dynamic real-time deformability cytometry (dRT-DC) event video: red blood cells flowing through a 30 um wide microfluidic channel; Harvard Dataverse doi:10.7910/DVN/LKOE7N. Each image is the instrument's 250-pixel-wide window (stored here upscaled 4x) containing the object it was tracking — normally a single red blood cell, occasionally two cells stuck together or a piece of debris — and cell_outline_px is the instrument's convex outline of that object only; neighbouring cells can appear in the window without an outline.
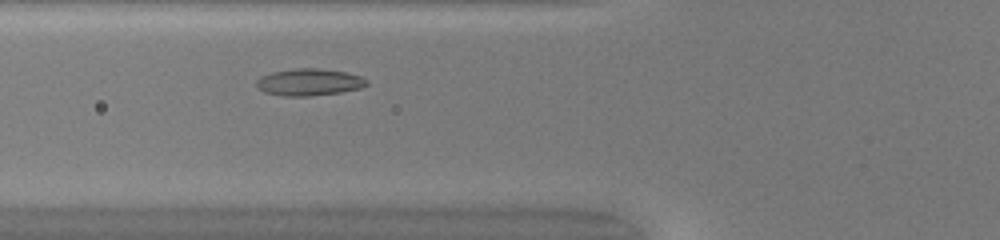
{"species": "common noctule bat (a hibernating species)", "species_latin": "Nyctalus noctula", "temperature_condition": "warm", "stored_images_in_passage": 38, "camera_frame_rate_fps": 3000, "um_per_image_px": 0.085, "animal": {"sex": "female", "body_mass_g": 20.0, "forearm_length_mm": 54.0}, "frame": {"image": 1, "passage_image": 7, "time_ms": 2.0, "image_size_px": [1000, 240], "cell_outline_px": [[368, 84], [360, 88], [340, 92], [308, 96], [284, 96], [264, 92], [256, 88], [256, 80], [260, 76], [272, 72], [296, 68], [320, 68], [348, 72], [360, 76], [368, 80]], "centroid_in_image_um": [26.26, 6.97], "position_along_channel_um": 99.5, "area_um2": 17.46}}
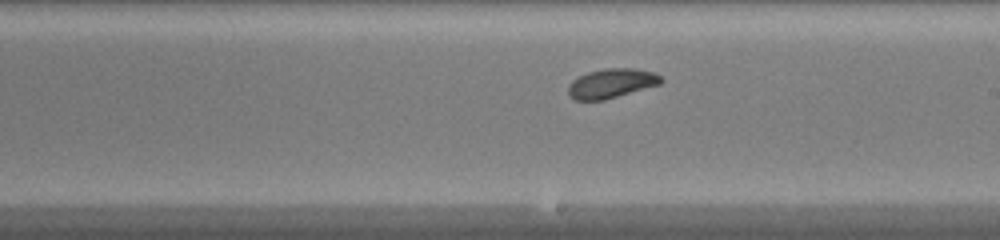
{"frame": {"image": 2, "passage_image": 17, "time_ms": 5.333, "image_size_px": [1000, 240], "cell_outline_px": [[664, 80], [660, 84], [604, 100], [576, 100], [568, 96], [568, 84], [572, 80], [588, 72], [608, 68], [636, 68], [652, 72], [660, 76]], "centroid_in_image_um": [51.95, 7.09], "position_along_channel_um": 237.0, "area_um2": 15.84}}
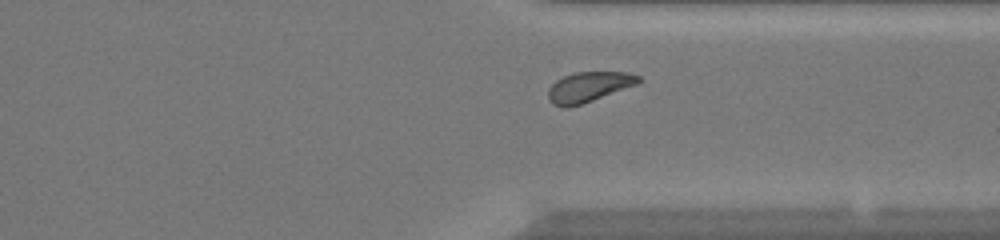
{"frame": {"image": 3, "passage_image": 26, "time_ms": 8.333, "image_size_px": [1000, 240], "cell_outline_px": [[644, 80], [636, 84], [592, 100], [568, 108], [564, 108], [552, 104], [548, 100], [548, 88], [556, 80], [564, 76], [576, 72], [628, 72], [640, 76]], "centroid_in_image_um": [50.01, 7.38], "position_along_channel_um": 361.4, "area_um2": 15.78}, "authors_computed_cell_mechanics": {"area_um2": 16.3285, "velocity_mm_per_s": 4.1304, "shape_relaxation_time_tau1_ms": 3.6723, "shape_relaxation_time_tau2_ms": null, "deformation_change_tau1": 0.1102, "deformation_change_tau2": null}}